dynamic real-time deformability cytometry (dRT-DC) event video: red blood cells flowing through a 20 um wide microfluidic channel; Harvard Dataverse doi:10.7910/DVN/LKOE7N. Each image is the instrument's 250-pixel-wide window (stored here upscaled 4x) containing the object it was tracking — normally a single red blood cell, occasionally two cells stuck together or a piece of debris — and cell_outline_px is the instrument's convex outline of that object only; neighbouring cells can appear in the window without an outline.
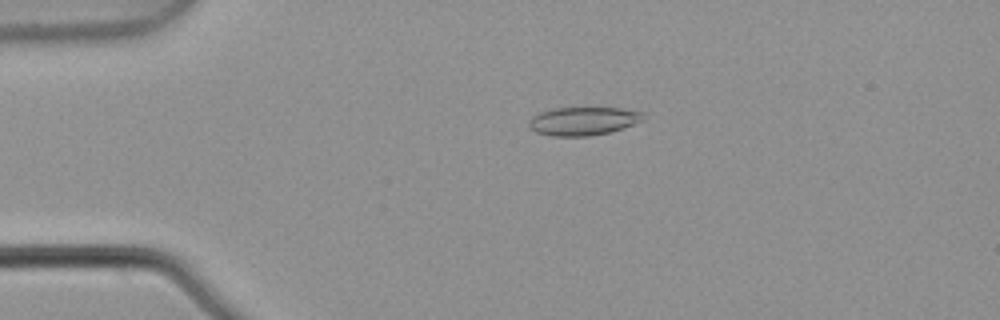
{"species": "common noctule bat (a hibernating species)", "species_latin": "Nyctalus noctula", "temperature_condition": "warm", "stored_images_in_passage": 5, "camera_frame_rate_fps": 3000, "um_per_image_px": 0.085, "animal": {"sex": "male", "body_mass_g": 21.5, "forearm_length_mm": 52.0}, "frame": {"image": 1, "passage_image": 4, "time_ms": 1.0, "image_size_px": [1000, 320], "cell_outline_px": [[644, 112], [632, 124], [624, 128], [612, 132], [588, 136], [548, 136], [536, 132], [528, 124], [528, 120], [532, 116], [540, 112], [556, 108], [620, 108]], "centroid_in_image_um": [49.49, 10.3], "position_along_channel_um": 35.5, "area_um2": 18.61}}